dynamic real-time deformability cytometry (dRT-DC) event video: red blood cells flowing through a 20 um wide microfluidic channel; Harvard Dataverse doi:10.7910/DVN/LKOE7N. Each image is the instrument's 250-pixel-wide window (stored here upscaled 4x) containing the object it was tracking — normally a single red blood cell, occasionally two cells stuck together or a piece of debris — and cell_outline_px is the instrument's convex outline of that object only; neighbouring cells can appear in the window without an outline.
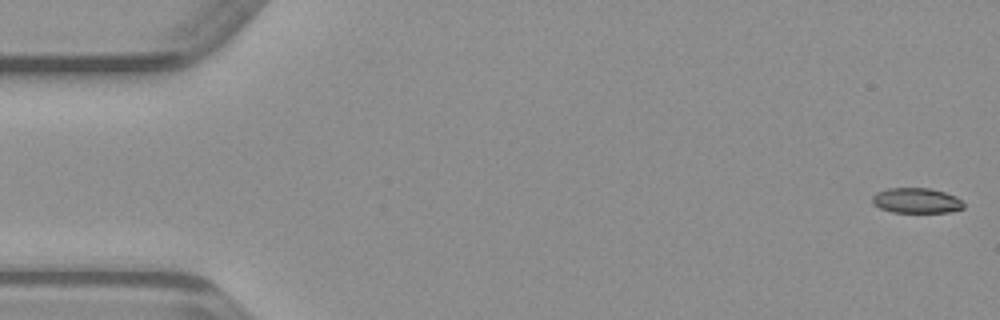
{"species": "common noctule bat (a hibernating species)", "species_latin": "Nyctalus noctula", "temperature_condition": "warm", "stored_images_in_passage": 49, "camera_frame_rate_fps": 3000, "um_per_image_px": 0.085, "animal": {"sex": "male", "body_mass_g": 23.1, "forearm_length_mm": 52.7}, "frame": {"image": 1, "passage_image": 1, "time_ms": 0.0, "image_size_px": [1000, 320], "cell_outline_px": [[964, 208], [948, 212], [892, 212], [880, 208], [872, 204], [872, 196], [876, 192], [888, 188], [928, 188], [944, 192], [956, 196], [964, 204]], "centroid_in_image_um": [77.87, 17.04], "position_along_channel_um": 7.1, "area_um2": 13.41}}
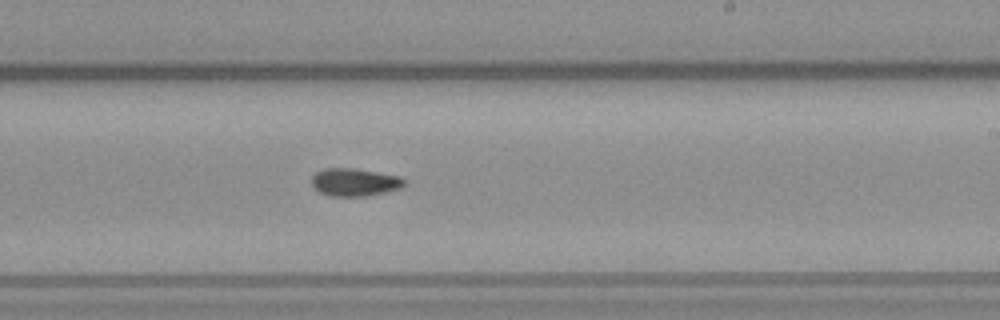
{"frame": {"image": 2, "passage_image": 29, "time_ms": 9.333, "image_size_px": [1000, 320], "cell_outline_px": [[404, 184], [400, 188], [384, 192], [364, 196], [328, 196], [320, 192], [312, 184], [312, 176], [316, 172], [324, 168], [352, 168], [400, 176], [404, 180]], "centroid_in_image_um": [30.11, 15.48], "position_along_channel_um": 258.9, "area_um2": 14.8}}
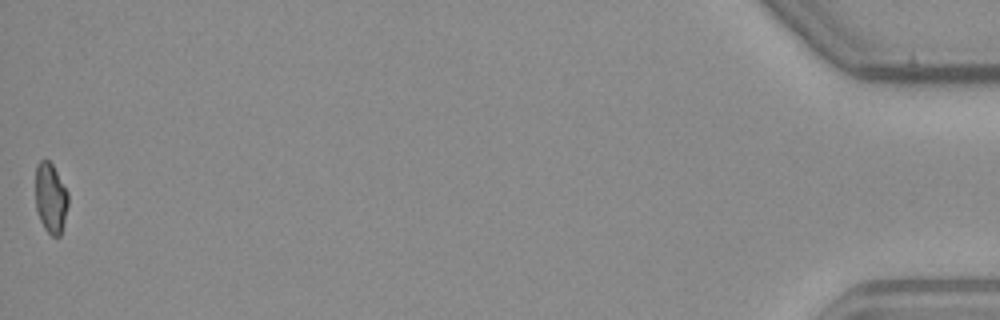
{"frame": {"image": 3, "passage_image": 49, "time_ms": 16.0, "image_size_px": [1000, 320], "cell_outline_px": [[68, 204], [60, 236], [52, 236], [44, 228], [36, 212], [36, 164], [40, 160], [48, 160], [52, 164], [68, 192]], "centroid_in_image_um": [4.3, 16.83], "position_along_channel_um": 430.9, "area_um2": 13.29}}